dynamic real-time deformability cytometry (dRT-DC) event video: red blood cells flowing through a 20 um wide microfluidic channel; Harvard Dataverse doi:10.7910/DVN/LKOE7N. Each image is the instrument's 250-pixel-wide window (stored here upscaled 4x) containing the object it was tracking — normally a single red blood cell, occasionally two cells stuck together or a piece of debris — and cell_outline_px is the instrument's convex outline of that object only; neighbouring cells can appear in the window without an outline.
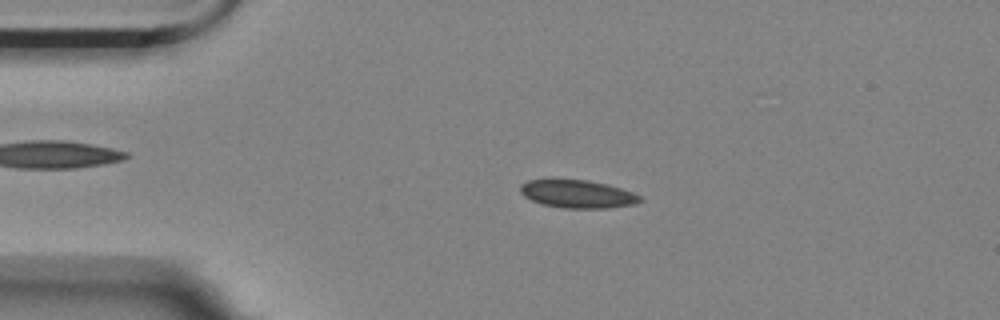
{"species": "Egyptian fruit bat (a non-hibernating species)", "species_latin": "Rousettus aegyptiacus", "temperature_condition": "room temperature", "stored_images_in_passage": 2, "camera_frame_rate_fps": 3000, "um_per_image_px": 0.085, "animal": {"sex": "female"}, "frame": {"image": 1, "passage_image": 1, "time_ms": 0.0, "image_size_px": [1000, 320], "cell_outline_px": [[644, 200], [632, 204], [608, 208], [564, 208], [540, 204], [524, 196], [520, 192], [520, 184], [528, 180], [552, 176], [588, 180], [608, 184], [632, 192], [640, 196]], "centroid_in_image_um": [49.0, 16.44], "position_along_channel_um": 36.0, "area_um2": 20.29}}